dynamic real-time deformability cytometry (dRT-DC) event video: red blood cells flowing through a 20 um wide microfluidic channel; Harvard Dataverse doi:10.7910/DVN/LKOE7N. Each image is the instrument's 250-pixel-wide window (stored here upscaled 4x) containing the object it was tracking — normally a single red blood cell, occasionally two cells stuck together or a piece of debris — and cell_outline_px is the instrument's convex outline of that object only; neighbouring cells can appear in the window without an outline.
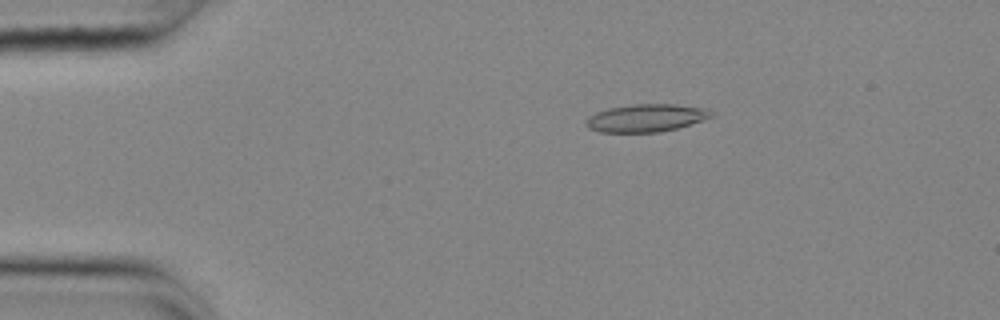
{"species": "common noctule bat (a hibernating species)", "species_latin": "Nyctalus noctula", "temperature_condition": "cold", "stored_images_in_passage": 54, "camera_frame_rate_fps": 3000, "um_per_image_px": 0.085, "animal": {"sex": "female", "body_mass_g": 25.1}, "frame": {"image": 1, "passage_image": 10, "time_ms": 3.0, "image_size_px": [1000, 320], "cell_outline_px": [[712, 116], [704, 120], [676, 128], [656, 132], [600, 132], [588, 128], [584, 120], [588, 116], [596, 112], [608, 108], [632, 104], [676, 104], [708, 108], [712, 112]], "centroid_in_image_um": [54.9, 10.01], "position_along_channel_um": 30.1, "area_um2": 20.29}}
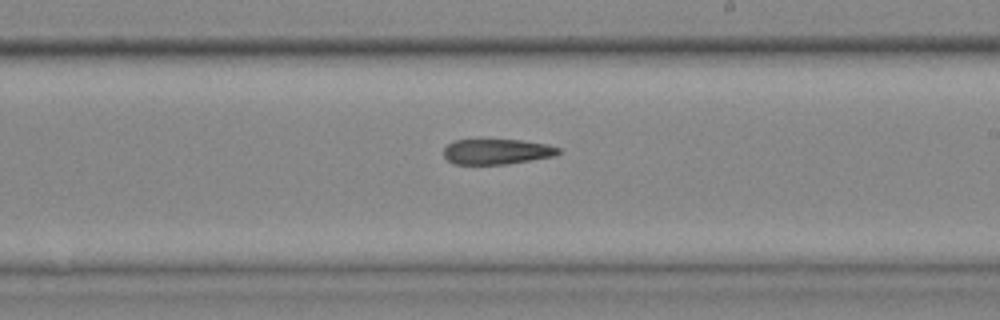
{"frame": {"image": 2, "passage_image": 32, "time_ms": 10.333, "image_size_px": [1000, 320], "cell_outline_px": [[560, 152], [552, 156], [504, 164], [452, 164], [444, 156], [444, 148], [452, 140], [520, 140], [544, 144], [560, 148]], "centroid_in_image_um": [42.16, 12.88], "position_along_channel_um": 246.8, "area_um2": 16.65}}
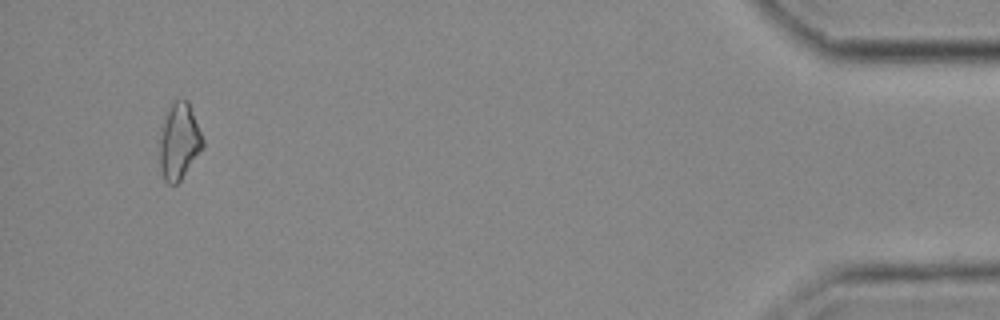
{"frame": {"image": 3, "passage_image": 52, "time_ms": 17.0, "image_size_px": [1000, 320], "cell_outline_px": [[204, 148], [180, 180], [176, 184], [168, 184], [164, 180], [160, 168], [160, 128], [172, 104], [176, 100], [188, 100], [204, 140]], "centroid_in_image_um": [15.24, 12.05], "position_along_channel_um": 420.0, "area_um2": 19.07}}